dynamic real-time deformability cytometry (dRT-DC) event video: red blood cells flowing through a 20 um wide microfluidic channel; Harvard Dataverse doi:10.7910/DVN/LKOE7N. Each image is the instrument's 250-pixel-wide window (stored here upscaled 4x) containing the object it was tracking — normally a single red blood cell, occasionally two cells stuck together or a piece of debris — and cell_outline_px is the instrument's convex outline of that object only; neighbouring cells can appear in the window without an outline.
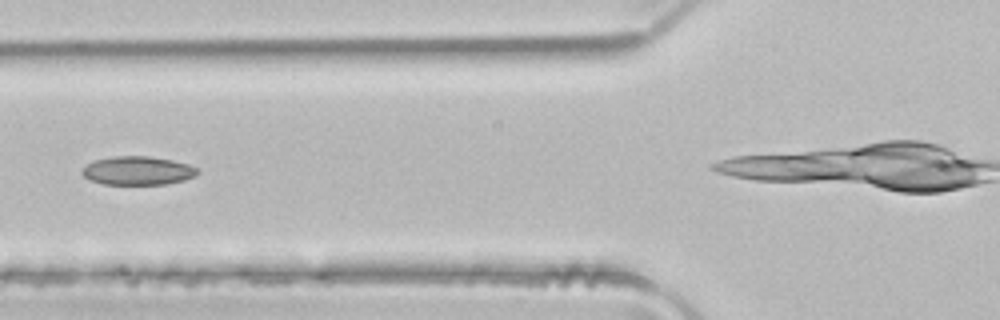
{"species": "common noctule bat (a hibernating species)", "species_latin": "Nyctalus noctula", "temperature_condition": "room temperature", "stored_images_in_passage": 3, "camera_frame_rate_fps": 3000, "um_per_image_px": 0.085, "animal": {"sex": "male", "body_mass_g": 21.5, "forearm_length_mm": 52.0}, "frame": {"image": 1, "passage_image": 3, "time_ms": 0.667, "image_size_px": [1000, 320], "cell_outline_px": [[200, 172], [184, 180], [164, 184], [104, 184], [88, 180], [80, 172], [92, 160], [112, 156], [148, 156], [172, 160], [188, 164], [196, 168]], "centroid_in_image_um": [11.66, 14.5], "position_along_channel_um": 114.1, "area_um2": 19.19}}